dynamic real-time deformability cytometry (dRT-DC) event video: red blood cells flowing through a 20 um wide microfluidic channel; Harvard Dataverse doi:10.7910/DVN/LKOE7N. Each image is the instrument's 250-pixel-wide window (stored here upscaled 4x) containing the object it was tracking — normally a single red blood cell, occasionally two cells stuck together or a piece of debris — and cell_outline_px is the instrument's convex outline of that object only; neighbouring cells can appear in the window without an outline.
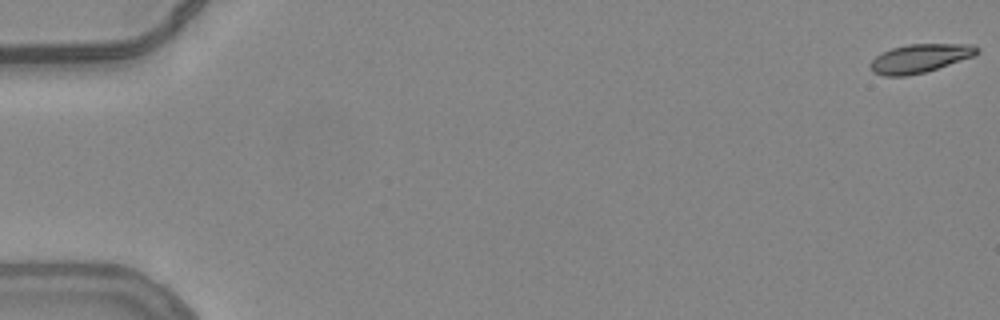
{"species": "common noctule bat (a hibernating species)", "species_latin": "Nyctalus noctula", "temperature_condition": "warm", "stored_images_in_passage": 15, "camera_frame_rate_fps": 3000, "um_per_image_px": 0.085, "animal": {"sex": "female", "body_mass_g": 24.6, "forearm_length_mm": 56.2}, "frame": {"image": 1, "passage_image": 1, "time_ms": 0.0, "image_size_px": [1000, 320], "cell_outline_px": [[980, 52], [972, 56], [924, 72], [904, 76], [884, 76], [872, 72], [868, 64], [880, 52], [892, 48], [908, 44], [972, 44], [980, 48]], "centroid_in_image_um": [78.14, 4.95], "position_along_channel_um": 6.9, "area_um2": 17.69}}
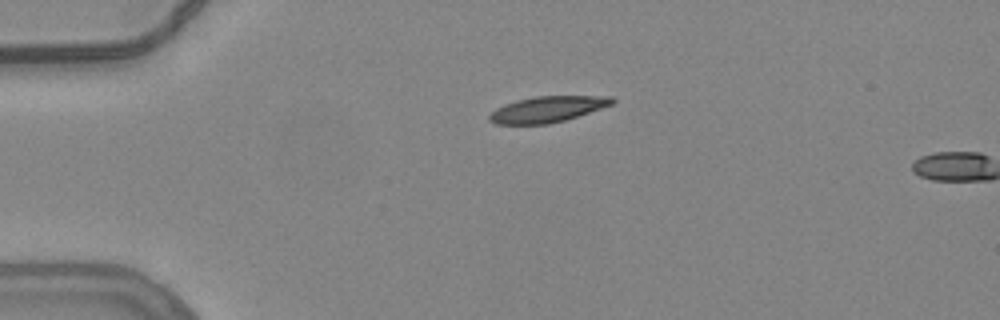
{"frame": {"image": 2, "passage_image": 14, "time_ms": 4.333, "image_size_px": [1000, 320], "cell_outline_px": [[616, 100], [612, 104], [564, 120], [548, 124], [496, 124], [488, 120], [488, 116], [496, 108], [504, 104], [516, 100], [536, 96], [612, 96]], "centroid_in_image_um": [46.49, 9.28], "position_along_channel_um": 38.5, "area_um2": 18.38}}